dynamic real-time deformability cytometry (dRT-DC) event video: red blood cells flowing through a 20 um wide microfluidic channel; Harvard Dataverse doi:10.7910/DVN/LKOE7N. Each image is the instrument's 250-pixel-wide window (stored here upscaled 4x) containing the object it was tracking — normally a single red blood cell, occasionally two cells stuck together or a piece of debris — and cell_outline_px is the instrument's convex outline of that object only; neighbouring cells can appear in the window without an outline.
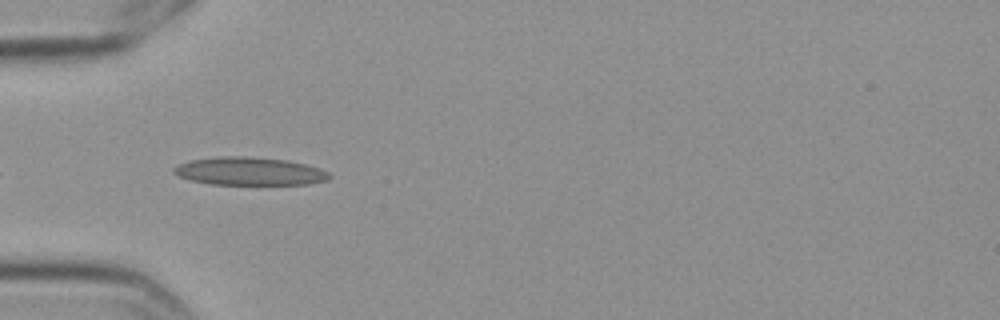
{"species": "Egyptian fruit bat (a non-hibernating species)", "species_latin": "Rousettus aegyptiacus", "temperature_condition": "cold", "stored_images_in_passage": 8, "camera_frame_rate_fps": 3000, "um_per_image_px": 0.085, "frame": {"image": 1, "passage_image": 5, "time_ms": 1.333, "image_size_px": [1000, 320], "cell_outline_px": [[332, 176], [328, 180], [308, 184], [212, 184], [192, 180], [180, 176], [172, 172], [172, 168], [180, 164], [192, 160], [220, 156], [244, 156], [284, 160], [304, 164], [320, 168], [328, 172]], "centroid_in_image_um": [21.23, 14.56], "position_along_channel_um": 63.8, "area_um2": 25.09}}
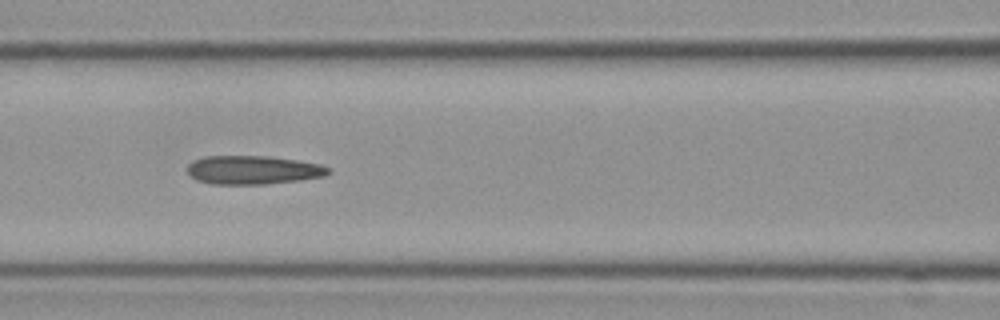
{"frame": {"image": 2, "passage_image": 7, "time_ms": 2.0, "image_size_px": [1000, 320], "cell_outline_px": [[332, 172], [324, 176], [300, 180], [264, 184], [212, 184], [196, 180], [188, 172], [188, 164], [192, 160], [204, 156], [268, 156], [296, 160], [320, 164], [332, 168]], "centroid_in_image_um": [21.52, 14.44], "position_along_channel_um": 145.1, "area_um2": 23.64}}
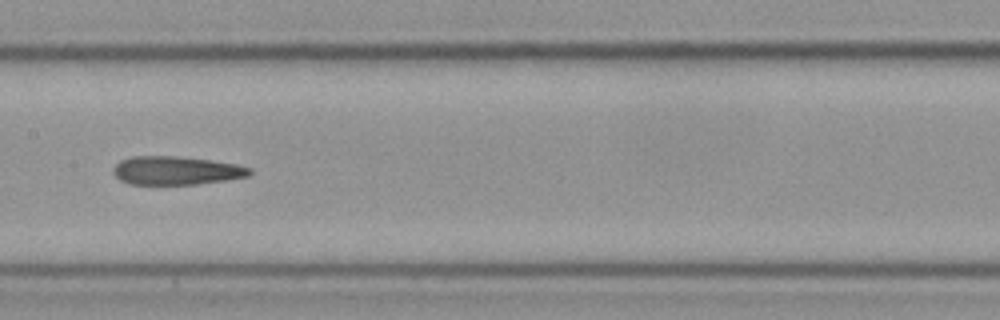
{"frame": {"image": 3, "passage_image": 8, "time_ms": 2.333, "image_size_px": [1000, 320], "cell_outline_px": [[252, 172], [248, 176], [224, 180], [196, 184], [132, 184], [120, 180], [112, 172], [112, 168], [120, 160], [132, 156], [176, 156], [208, 160], [236, 164], [252, 168]], "centroid_in_image_um": [14.95, 14.49], "position_along_channel_um": 192.5, "area_um2": 22.48}}